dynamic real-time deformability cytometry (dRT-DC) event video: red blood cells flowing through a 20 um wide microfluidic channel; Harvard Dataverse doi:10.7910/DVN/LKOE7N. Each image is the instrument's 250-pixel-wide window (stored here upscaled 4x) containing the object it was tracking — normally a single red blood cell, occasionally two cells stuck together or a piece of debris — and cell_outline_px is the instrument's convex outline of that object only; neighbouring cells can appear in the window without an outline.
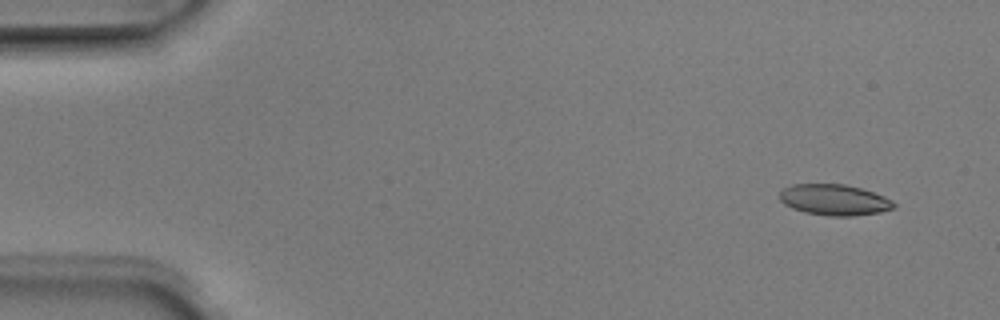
{"species": "Egyptian fruit bat (a non-hibernating species)", "species_latin": "Rousettus aegyptiacus", "temperature_condition": "room temperature", "stored_images_in_passage": 5, "camera_frame_rate_fps": 3000, "um_per_image_px": 0.085, "animal": {"sex": "male"}, "frame": {"image": 1, "passage_image": 2, "time_ms": 0.333, "image_size_px": [1000, 320], "cell_outline_px": [[896, 208], [880, 212], [852, 216], [828, 216], [804, 212], [792, 208], [784, 204], [780, 200], [780, 192], [784, 188], [792, 184], [844, 184], [860, 188], [884, 196], [892, 200], [896, 204]], "centroid_in_image_um": [70.92, 16.99], "position_along_channel_um": 14.1, "area_um2": 20.63}}